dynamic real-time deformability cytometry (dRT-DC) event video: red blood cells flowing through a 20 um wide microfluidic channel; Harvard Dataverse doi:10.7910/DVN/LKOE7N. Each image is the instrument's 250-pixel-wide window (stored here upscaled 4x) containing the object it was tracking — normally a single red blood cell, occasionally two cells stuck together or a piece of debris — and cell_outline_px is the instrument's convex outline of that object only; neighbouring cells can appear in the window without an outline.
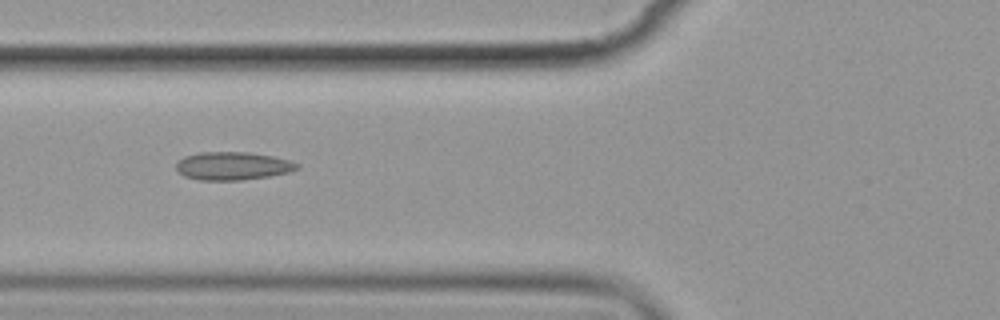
{"species": "common noctule bat (a hibernating species)", "species_latin": "Nyctalus noctula", "temperature_condition": "cold", "stored_images_in_passage": 6, "camera_frame_rate_fps": 3000, "um_per_image_px": 0.085, "animal": {"sex": "female", "body_mass_g": 19.9}, "frame": {"image": 1, "passage_image": 4, "time_ms": 3.667, "image_size_px": [1000, 320], "cell_outline_px": [[300, 168], [288, 172], [268, 176], [240, 180], [200, 180], [184, 176], [176, 168], [176, 160], [184, 156], [200, 152], [248, 152], [272, 156], [292, 160], [300, 164]], "centroid_in_image_um": [19.78, 14.09], "position_along_channel_um": 106.0, "area_um2": 19.88}}
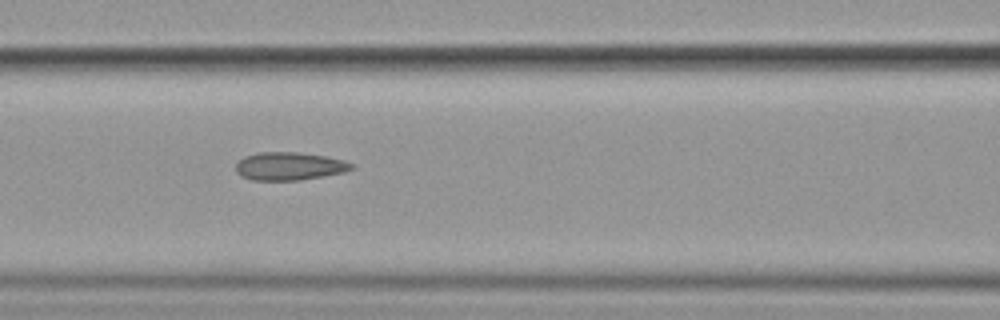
{"frame": {"image": 2, "passage_image": 5, "time_ms": 4.667, "image_size_px": [1000, 320], "cell_outline_px": [[356, 168], [344, 172], [324, 176], [300, 180], [252, 180], [240, 176], [236, 172], [236, 164], [244, 156], [256, 152], [296, 152], [324, 156], [344, 160], [356, 164]], "centroid_in_image_um": [24.61, 14.12], "position_along_channel_um": 142.0, "area_um2": 19.07}}
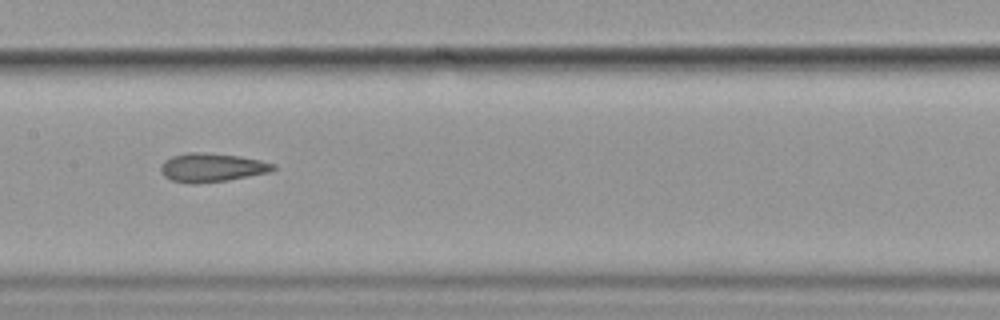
{"frame": {"image": 3, "passage_image": 6, "time_ms": 6.0, "image_size_px": [1000, 320], "cell_outline_px": [[276, 168], [268, 172], [228, 180], [172, 180], [164, 176], [160, 172], [160, 164], [164, 160], [172, 156], [188, 152], [204, 152], [240, 156], [260, 160], [276, 164]], "centroid_in_image_um": [18.02, 14.18], "position_along_channel_um": 189.4, "area_um2": 18.03}}